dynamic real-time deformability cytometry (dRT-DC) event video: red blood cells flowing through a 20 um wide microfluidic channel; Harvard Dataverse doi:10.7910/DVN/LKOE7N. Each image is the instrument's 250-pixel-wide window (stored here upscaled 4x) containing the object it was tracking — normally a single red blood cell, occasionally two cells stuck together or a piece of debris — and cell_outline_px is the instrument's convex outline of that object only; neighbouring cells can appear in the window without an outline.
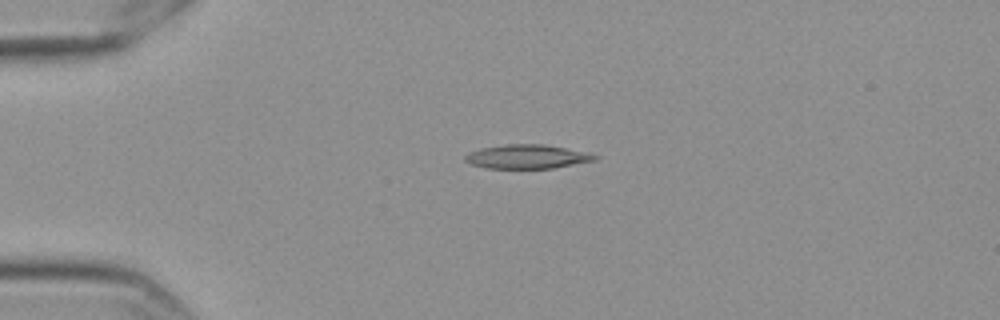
{"species": "Egyptian fruit bat (a non-hibernating species)", "species_latin": "Rousettus aegyptiacus", "temperature_condition": "cold", "stored_images_in_passage": 44, "camera_frame_rate_fps": 3000, "um_per_image_px": 0.085, "frame": {"image": 1, "passage_image": 1, "time_ms": 0.0, "image_size_px": [1000, 320], "cell_outline_px": [[600, 156], [596, 160], [552, 168], [488, 168], [472, 164], [464, 160], [464, 156], [468, 152], [480, 148], [504, 144], [544, 144], [564, 148]], "centroid_in_image_um": [44.75, 13.31], "position_along_channel_um": 40.3, "area_um2": 17.92}}
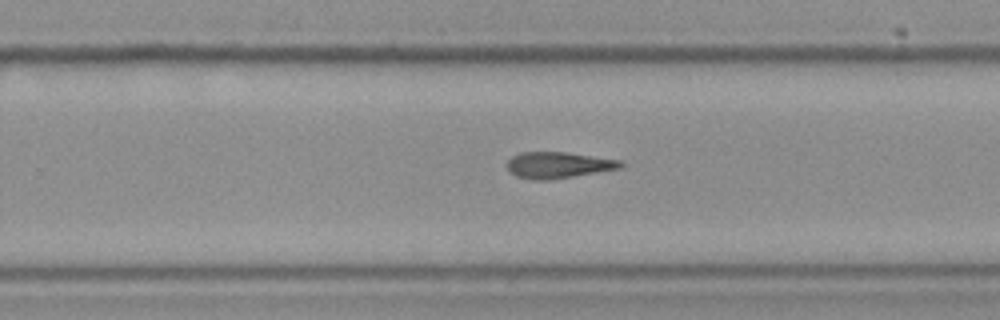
{"frame": {"image": 2, "passage_image": 24, "time_ms": 7.667, "image_size_px": [1000, 320], "cell_outline_px": [[624, 164], [620, 168], [548, 180], [532, 180], [516, 176], [508, 168], [508, 160], [512, 156], [520, 152], [564, 152], [620, 160]], "centroid_in_image_um": [47.42, 14.02], "position_along_channel_um": 282.4, "area_um2": 17.05}}
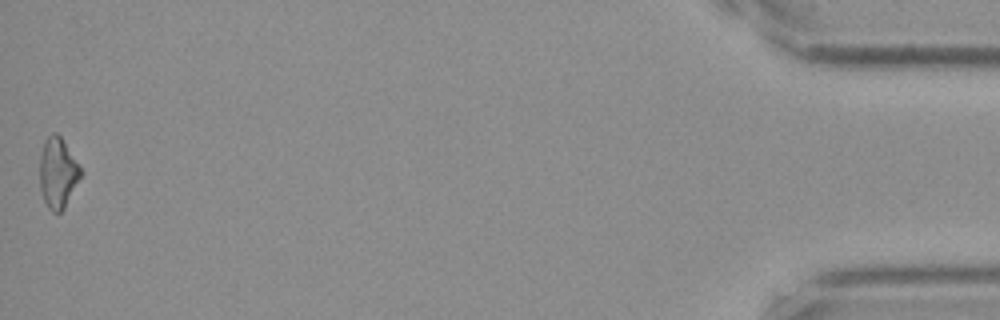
{"frame": {"image": 3, "passage_image": 44, "time_ms": 14.333, "image_size_px": [1000, 320], "cell_outline_px": [[84, 172], [64, 208], [60, 212], [52, 212], [48, 208], [44, 200], [40, 188], [40, 156], [44, 140], [52, 132], [56, 132], [60, 136]], "centroid_in_image_um": [4.92, 14.69], "position_along_channel_um": 430.3, "area_um2": 16.82}}